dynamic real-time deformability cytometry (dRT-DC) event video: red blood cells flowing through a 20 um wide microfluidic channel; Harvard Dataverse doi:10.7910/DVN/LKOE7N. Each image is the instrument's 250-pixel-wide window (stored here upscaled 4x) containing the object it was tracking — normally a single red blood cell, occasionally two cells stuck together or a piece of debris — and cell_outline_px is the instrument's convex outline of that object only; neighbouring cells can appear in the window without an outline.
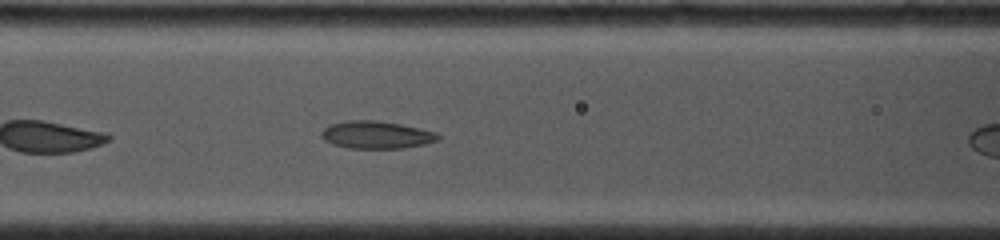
{"species": "common noctule bat (a hibernating species)", "species_latin": "Nyctalus noctula", "temperature_condition": "cold", "stored_images_in_passage": 48, "camera_frame_rate_fps": 4500, "um_per_image_px": 0.085, "animal": {"sex": "female", "body_mass_g": 19.0, "forearm_length_mm": 53.3}, "frame": {"image": 1, "passage_image": 13, "time_ms": 2.667, "image_size_px": [1000, 240], "cell_outline_px": [[440, 140], [424, 144], [404, 148], [348, 148], [332, 144], [324, 140], [320, 136], [320, 132], [328, 124], [344, 120], [376, 120], [400, 124], [420, 128], [436, 132], [440, 136]], "centroid_in_image_um": [31.96, 11.45], "position_along_channel_um": 134.6, "area_um2": 18.96}}
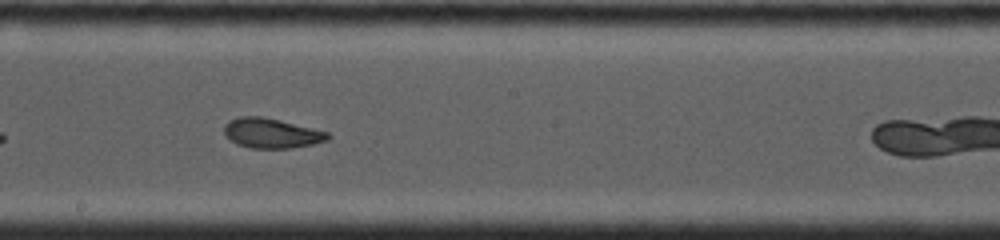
{"frame": {"image": 2, "passage_image": 23, "time_ms": 4.889, "image_size_px": [1000, 240], "cell_outline_px": [[332, 136], [328, 140], [312, 144], [292, 148], [252, 148], [236, 144], [224, 132], [224, 124], [228, 120], [240, 116], [260, 116], [280, 120], [328, 132]], "centroid_in_image_um": [23.08, 11.31], "position_along_channel_um": 225.1, "area_um2": 17.98}}
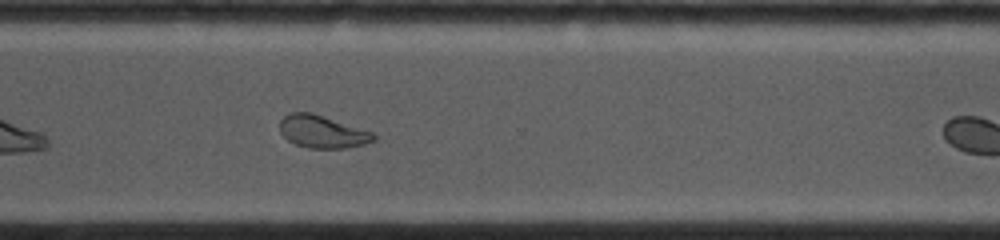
{"frame": {"image": 3, "passage_image": 36, "time_ms": 7.778, "image_size_px": [1000, 240], "cell_outline_px": [[376, 140], [364, 144], [344, 148], [308, 148], [296, 144], [288, 140], [280, 132], [280, 120], [284, 116], [292, 112], [312, 112], [376, 132]], "centroid_in_image_um": [27.44, 11.18], "position_along_channel_um": 343.2, "area_um2": 18.03}, "authors_computed_cell_mechanics": {"area_um2": 18.3804, "velocity_mm_per_s": 4.0936, "shape_relaxation_time_tau1_ms": null, "shape_relaxation_time_tau2_ms": 1.3376, "deformation_change_tau1": null, "deformation_change_tau2": 0.0696}}